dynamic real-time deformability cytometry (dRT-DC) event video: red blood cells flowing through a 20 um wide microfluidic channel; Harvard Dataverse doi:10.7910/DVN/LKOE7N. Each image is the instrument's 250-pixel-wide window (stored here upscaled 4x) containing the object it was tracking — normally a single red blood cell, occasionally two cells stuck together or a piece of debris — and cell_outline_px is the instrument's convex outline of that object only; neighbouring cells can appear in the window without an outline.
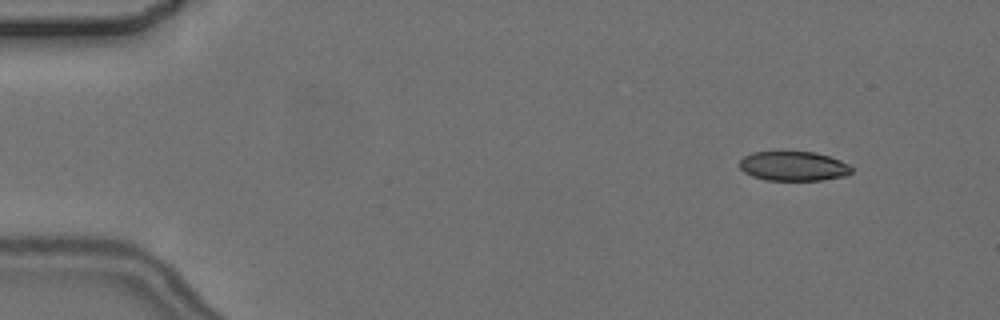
{"species": "common noctule bat (a hibernating species)", "species_latin": "Nyctalus noctula", "temperature_condition": "cold", "stored_images_in_passage": 7, "camera_frame_rate_fps": 3000, "um_per_image_px": 0.085, "animal": {"sex": "female", "body_mass_g": 24.6, "forearm_length_mm": 56.2}, "frame": {"image": 1, "passage_image": 2, "time_ms": 1.333, "image_size_px": [1000, 320], "cell_outline_px": [[852, 172], [848, 176], [820, 180], [768, 180], [752, 176], [744, 172], [740, 168], [740, 160], [744, 156], [752, 152], [812, 152], [828, 156], [840, 160], [848, 164], [852, 168]], "centroid_in_image_um": [67.46, 14.13], "position_along_channel_um": 17.5, "area_um2": 19.19}}
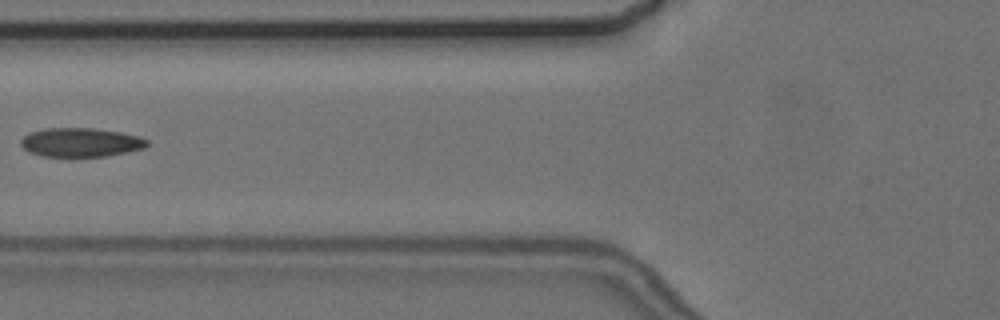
{"frame": {"image": 2, "passage_image": 6, "time_ms": 7.0, "image_size_px": [1000, 320], "cell_outline_px": [[148, 144], [144, 148], [128, 152], [104, 156], [68, 160], [44, 156], [28, 152], [20, 144], [20, 140], [28, 132], [44, 128], [96, 128], [120, 132], [140, 136], [148, 140]], "centroid_in_image_um": [6.82, 12.14], "position_along_channel_um": 119.0, "area_um2": 22.25}}
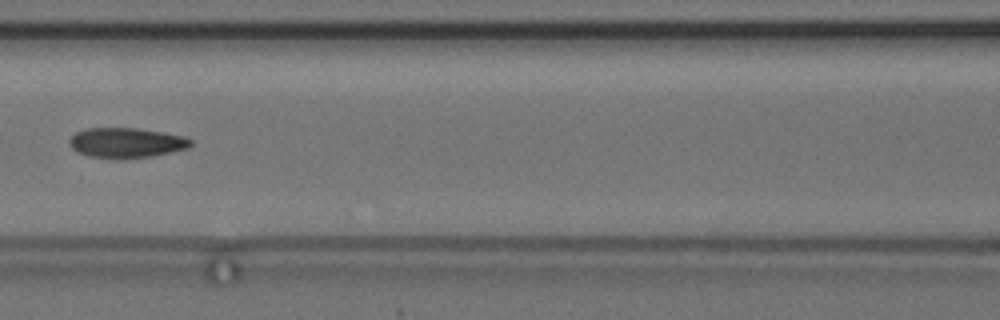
{"frame": {"image": 3, "passage_image": 7, "time_ms": 8.0, "image_size_px": [1000, 320], "cell_outline_px": [[192, 144], [188, 148], [172, 152], [152, 156], [120, 160], [116, 160], [88, 156], [76, 152], [72, 148], [68, 140], [76, 132], [84, 128], [136, 128], [164, 132], [184, 136], [192, 140]], "centroid_in_image_um": [10.72, 12.15], "position_along_channel_um": 155.9, "area_um2": 21.68}}